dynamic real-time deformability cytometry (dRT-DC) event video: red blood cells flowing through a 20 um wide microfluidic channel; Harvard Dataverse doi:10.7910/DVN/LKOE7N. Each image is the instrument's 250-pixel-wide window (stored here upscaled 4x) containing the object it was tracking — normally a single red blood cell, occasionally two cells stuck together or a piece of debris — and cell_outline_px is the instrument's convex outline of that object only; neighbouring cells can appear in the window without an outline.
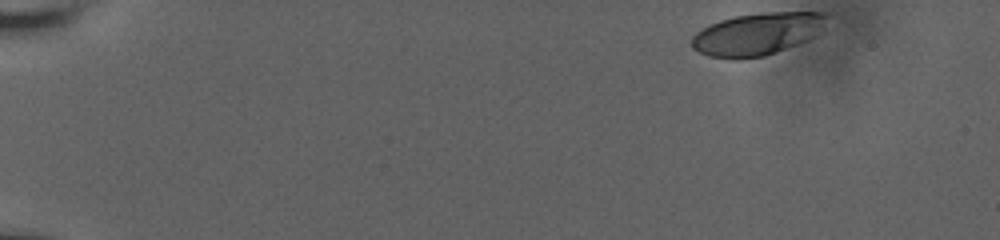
{"species": "human", "species_latin": "Homo sapiens", "temperature_condition": "room temperature", "stored_images_in_passage": 48, "camera_frame_rate_fps": 3000, "um_per_image_px": 0.085, "donor": {"sex": "male"}, "frame": {"image": 1, "passage_image": 1, "time_ms": 0.0, "image_size_px": [1000, 240], "cell_outline_px": [[824, 16], [812, 36], [796, 44], [776, 52], [764, 56], [740, 60], [736, 60], [708, 56], [692, 48], [692, 36], [696, 32], [708, 24], [720, 20], [736, 16], [764, 12], [820, 12]], "centroid_in_image_um": [64.19, 2.91], "position_along_channel_um": 20.8, "area_um2": 32.54}}
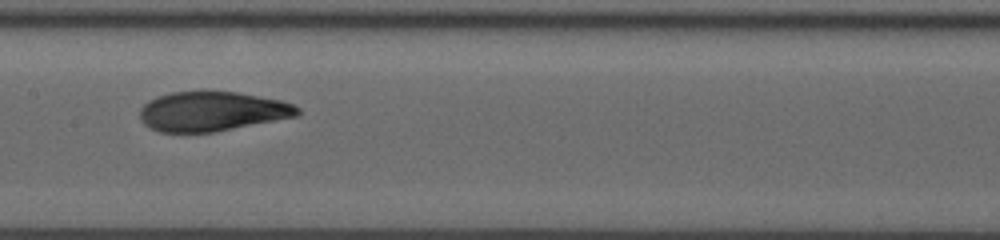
{"frame": {"image": 2, "passage_image": 26, "time_ms": 8.333, "image_size_px": [1000, 240], "cell_outline_px": [[300, 112], [296, 116], [212, 132], [160, 132], [144, 124], [140, 120], [140, 108], [148, 100], [156, 96], [172, 92], [200, 88], [236, 92], [280, 100], [292, 104], [300, 108]], "centroid_in_image_um": [17.96, 9.42], "position_along_channel_um": 189.4, "area_um2": 36.82}}
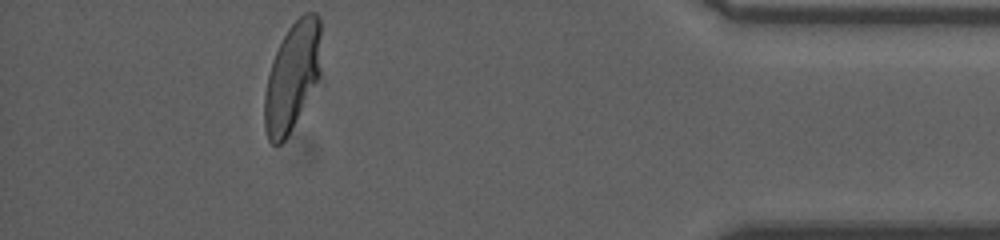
{"frame": {"image": 3, "passage_image": 47, "time_ms": 15.333, "image_size_px": [1000, 240], "cell_outline_px": [[324, 84], [284, 140], [280, 144], [272, 144], [268, 140], [264, 128], [264, 96], [268, 76], [272, 60], [288, 28], [304, 12], [316, 12], [320, 16]], "centroid_in_image_um": [24.96, 6.54], "position_along_channel_um": 410.2, "area_um2": 38.03}, "authors_computed_cell_mechanics": {"area_um2": 36.2695, "velocity_mm_per_s": 3.7613, "shape_relaxation_time_tau1_ms": 8.3094, "shape_relaxation_time_tau2_ms": 1.0021, "deformation_change_tau1": 0.2471, "deformation_change_tau2": 0.0654}}